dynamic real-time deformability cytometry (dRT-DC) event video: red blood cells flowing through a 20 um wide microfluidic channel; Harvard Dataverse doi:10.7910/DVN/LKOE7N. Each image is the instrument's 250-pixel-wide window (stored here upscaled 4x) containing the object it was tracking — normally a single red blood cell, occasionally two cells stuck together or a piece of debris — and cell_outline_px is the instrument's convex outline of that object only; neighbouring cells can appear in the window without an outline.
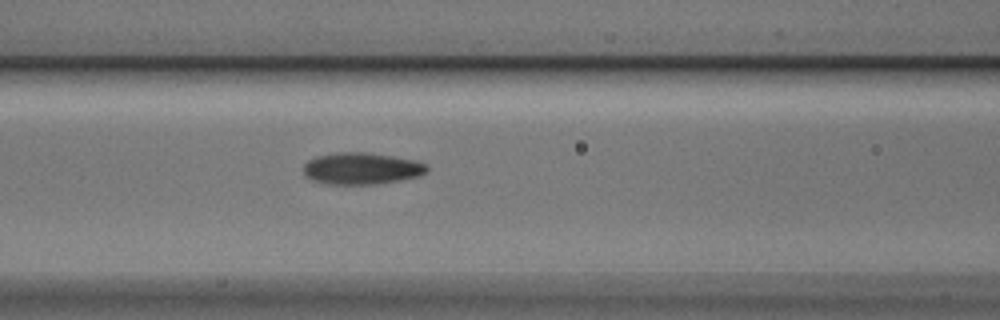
{"species": "Egyptian fruit bat (a non-hibernating species)", "species_latin": "Rousettus aegyptiacus", "temperature_condition": "cold", "stored_images_in_passage": 7, "camera_frame_rate_fps": 3000, "um_per_image_px": 0.085, "animal": {"sex": "male"}, "frame": {"image": 1, "passage_image": 7, "time_ms": 2.0, "image_size_px": [1000, 320], "cell_outline_px": [[428, 172], [420, 176], [400, 180], [376, 184], [328, 184], [312, 180], [304, 176], [304, 164], [308, 160], [316, 156], [336, 152], [364, 152], [412, 160], [428, 164]], "centroid_in_image_um": [30.71, 14.33], "position_along_channel_um": 135.9, "area_um2": 22.83}}